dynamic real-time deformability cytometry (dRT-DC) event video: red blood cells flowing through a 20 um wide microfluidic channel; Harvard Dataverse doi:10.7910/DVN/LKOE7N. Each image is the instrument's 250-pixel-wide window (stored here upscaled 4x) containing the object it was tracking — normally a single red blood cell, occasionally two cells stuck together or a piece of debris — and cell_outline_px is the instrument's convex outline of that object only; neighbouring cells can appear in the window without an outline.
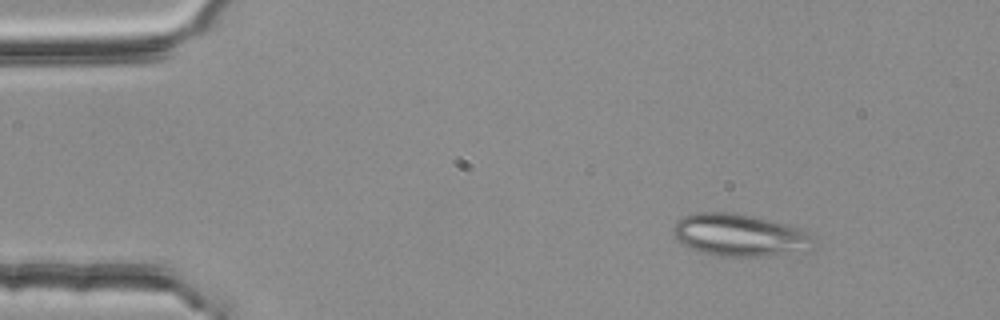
{"species": "common noctule bat (a hibernating species)", "species_latin": "Nyctalus noctula", "temperature_condition": "room temperature", "stored_images_in_passage": 3, "camera_frame_rate_fps": 3000, "um_per_image_px": 0.085, "animal": {"sex": "female", "body_mass_g": 25.1}, "frame": {"image": 1, "passage_image": 1, "time_ms": 0.0, "image_size_px": [1000, 320], "cell_outline_px": [[812, 240], [804, 252], [760, 256], [732, 256], [704, 252], [692, 248], [676, 240], [672, 236], [672, 228], [684, 216], [692, 212], [732, 212], [752, 216], [788, 224], [800, 228], [808, 232], [812, 236]], "centroid_in_image_um": [62.84, 19.96], "position_along_channel_um": 22.2, "area_um2": 34.22}}